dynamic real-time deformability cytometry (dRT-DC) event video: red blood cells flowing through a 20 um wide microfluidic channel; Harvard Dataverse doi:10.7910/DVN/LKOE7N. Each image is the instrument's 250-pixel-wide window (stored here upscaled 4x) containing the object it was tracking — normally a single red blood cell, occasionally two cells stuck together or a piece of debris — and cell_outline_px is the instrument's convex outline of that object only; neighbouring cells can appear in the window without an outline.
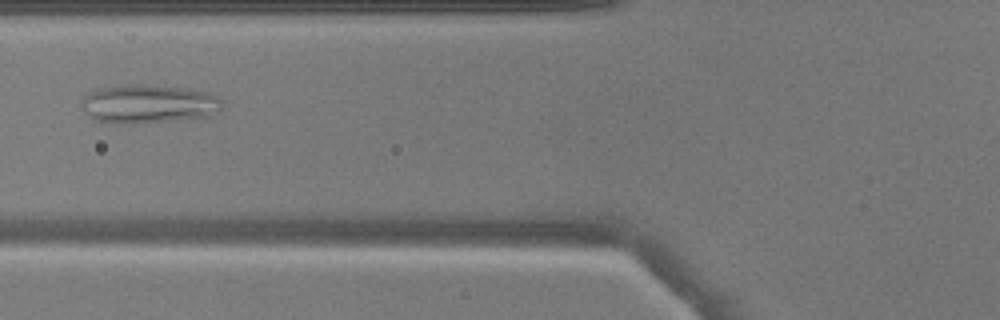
{"species": "common noctule bat (a hibernating species)", "species_latin": "Nyctalus noctula", "temperature_condition": "warm", "stored_images_in_passage": 41, "camera_frame_rate_fps": 3000, "um_per_image_px": 0.085, "animal": {"sex": "male", "body_mass_g": 17.9}, "frame": {"image": 1, "passage_image": 11, "time_ms": 3.333, "image_size_px": [1000, 320], "cell_outline_px": [[224, 100], [220, 108], [212, 116], [132, 124], [116, 124], [96, 120], [88, 116], [80, 108], [80, 100], [84, 96], [96, 88], [124, 84], [140, 84], [188, 88], [208, 92], [220, 96]], "centroid_in_image_um": [12.59, 8.82], "position_along_channel_um": 113.2, "area_um2": 32.37}}
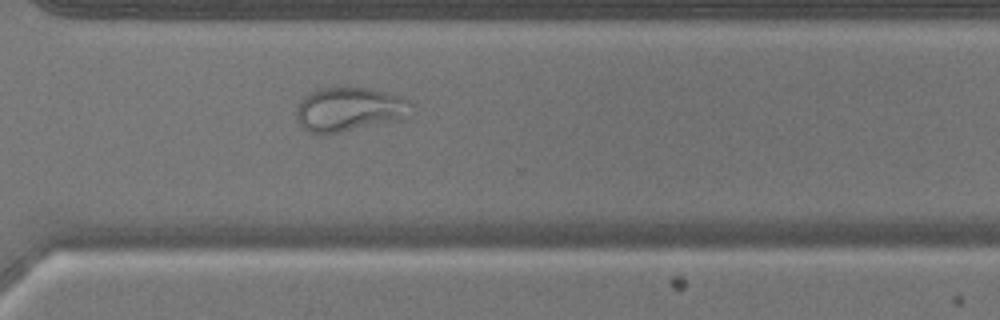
{"frame": {"image": 2, "passage_image": 28, "time_ms": 9.0, "image_size_px": [1000, 320], "cell_outline_px": [[416, 104], [404, 120], [324, 136], [320, 136], [308, 132], [300, 124], [296, 116], [296, 108], [300, 100], [308, 92], [332, 84], [336, 84], [368, 88], [404, 96]], "centroid_in_image_um": [29.72, 9.28], "position_along_channel_um": 340.9, "area_um2": 31.39}}
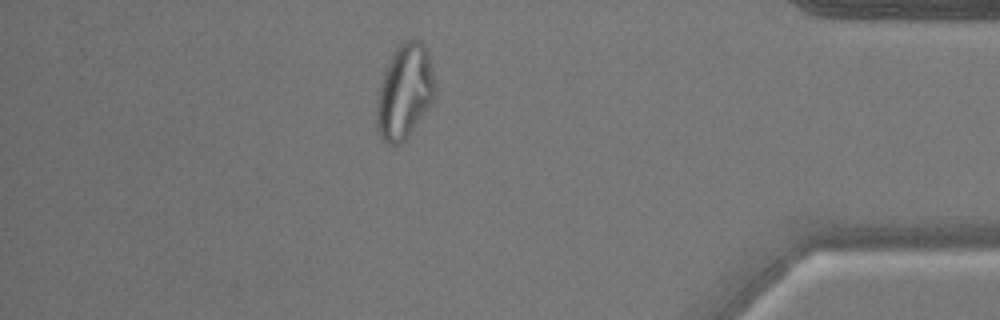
{"frame": {"image": 3, "passage_image": 35, "time_ms": 11.333, "image_size_px": [1000, 320], "cell_outline_px": [[436, 96], [428, 108], [408, 136], [396, 148], [380, 140], [376, 128], [376, 96], [384, 68], [396, 48], [404, 40], [420, 40], [424, 44], [428, 52], [436, 84]], "centroid_in_image_um": [34.37, 7.82], "position_along_channel_um": 400.8, "area_um2": 32.89}}